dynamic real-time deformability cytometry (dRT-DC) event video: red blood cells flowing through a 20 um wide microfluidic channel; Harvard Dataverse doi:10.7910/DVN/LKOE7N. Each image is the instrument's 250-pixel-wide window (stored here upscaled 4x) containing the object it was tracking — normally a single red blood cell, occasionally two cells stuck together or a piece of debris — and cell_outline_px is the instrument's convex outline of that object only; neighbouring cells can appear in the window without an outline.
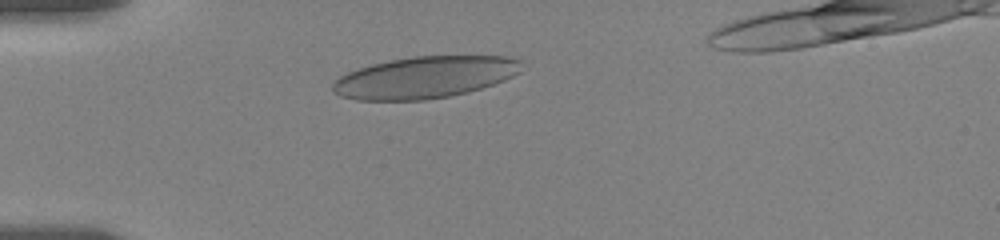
{"species": "human", "species_latin": "Homo sapiens", "temperature_condition": "room temperature", "stored_images_in_passage": 8, "camera_frame_rate_fps": 3000, "um_per_image_px": 0.085, "donor": {"sex": "female"}, "frame": {"image": 1, "passage_image": 6, "time_ms": 1.667, "image_size_px": [1000, 240], "cell_outline_px": [[524, 60], [520, 72], [504, 80], [468, 92], [448, 96], [424, 100], [356, 100], [340, 96], [332, 92], [332, 84], [340, 76], [348, 72], [372, 64], [412, 56], [508, 56]], "centroid_in_image_um": [36.12, 6.57], "position_along_channel_um": 48.9, "area_um2": 45.95}}
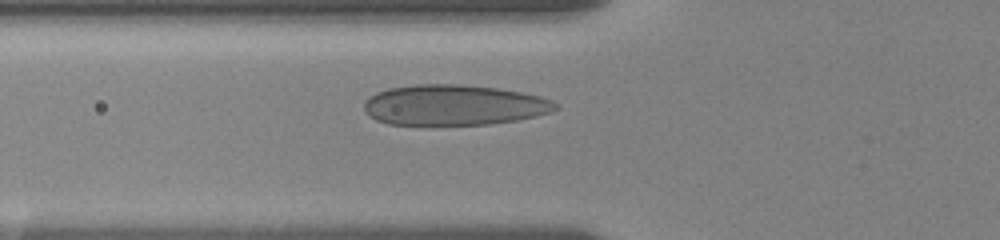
{"frame": {"image": 2, "passage_image": 8, "time_ms": 2.333, "image_size_px": [1000, 240], "cell_outline_px": [[560, 108], [552, 112], [536, 116], [516, 120], [488, 124], [388, 124], [376, 120], [368, 116], [364, 112], [364, 100], [368, 96], [376, 92], [388, 88], [416, 84], [460, 84], [496, 88], [520, 92], [540, 96], [552, 100], [560, 104]], "centroid_in_image_um": [38.57, 8.92], "position_along_channel_um": 87.2, "area_um2": 45.43}}